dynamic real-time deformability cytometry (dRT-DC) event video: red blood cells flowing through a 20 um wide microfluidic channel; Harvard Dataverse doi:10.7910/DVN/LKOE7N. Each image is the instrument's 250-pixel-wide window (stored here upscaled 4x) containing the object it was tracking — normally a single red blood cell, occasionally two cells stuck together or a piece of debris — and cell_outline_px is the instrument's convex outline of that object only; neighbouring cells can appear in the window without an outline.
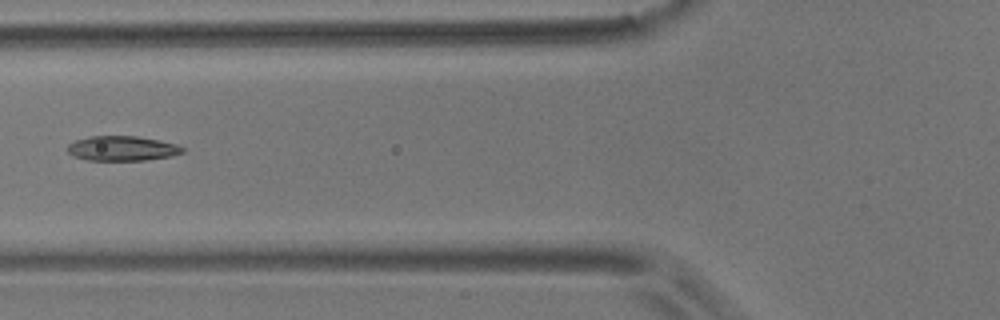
{"species": "common noctule bat (a hibernating species)", "species_latin": "Nyctalus noctula", "temperature_condition": "room temperature", "stored_images_in_passage": 10, "camera_frame_rate_fps": 3000, "um_per_image_px": 0.085, "animal": {"sex": "male", "body_mass_g": 17.9}, "frame": {"image": 1, "passage_image": 5, "time_ms": 1.333, "image_size_px": [1000, 320], "cell_outline_px": [[184, 152], [172, 156], [144, 160], [88, 160], [72, 156], [68, 152], [68, 144], [76, 140], [92, 136], [136, 136], [160, 140], [176, 144], [184, 148]], "centroid_in_image_um": [10.39, 12.61], "position_along_channel_um": 115.4, "area_um2": 16.59}}
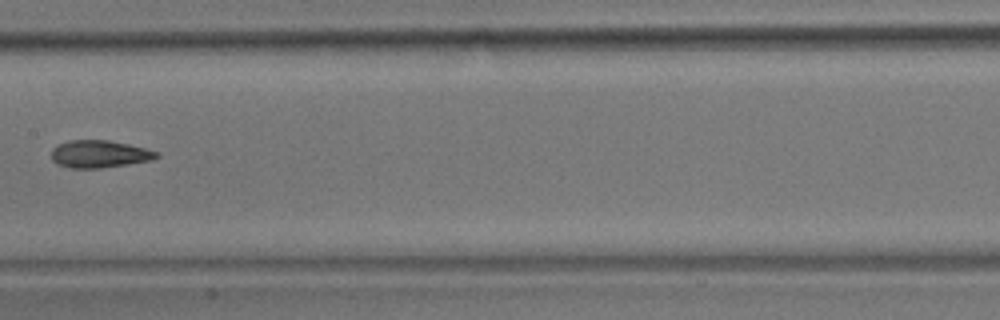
{"frame": {"image": 2, "passage_image": 7, "time_ms": 2.0, "image_size_px": [1000, 320], "cell_outline_px": [[160, 156], [152, 160], [100, 168], [68, 168], [56, 164], [52, 160], [52, 148], [56, 144], [68, 140], [108, 140], [128, 144], [160, 152]], "centroid_in_image_um": [8.42, 13.09], "position_along_channel_um": 199.0, "area_um2": 16.94}}
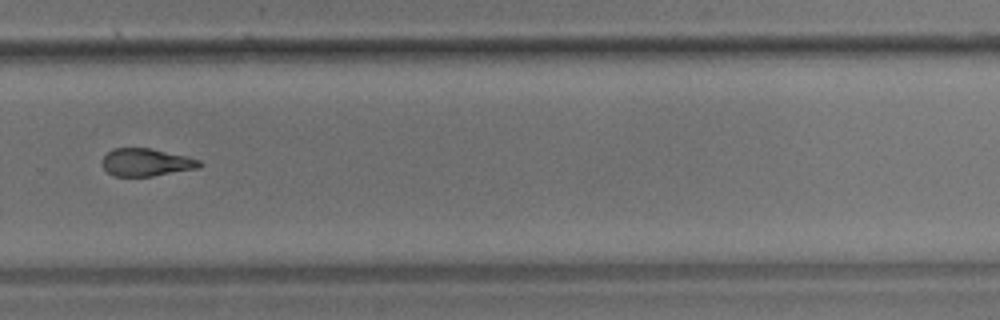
{"frame": {"image": 3, "passage_image": 10, "time_ms": 3.0, "image_size_px": [1000, 320], "cell_outline_px": [[204, 164], [200, 168], [152, 176], [116, 176], [108, 172], [104, 168], [104, 156], [112, 148], [148, 148], [184, 156], [200, 160]], "centroid_in_image_um": [12.46, 13.8], "position_along_channel_um": 317.3, "area_um2": 15.43}}